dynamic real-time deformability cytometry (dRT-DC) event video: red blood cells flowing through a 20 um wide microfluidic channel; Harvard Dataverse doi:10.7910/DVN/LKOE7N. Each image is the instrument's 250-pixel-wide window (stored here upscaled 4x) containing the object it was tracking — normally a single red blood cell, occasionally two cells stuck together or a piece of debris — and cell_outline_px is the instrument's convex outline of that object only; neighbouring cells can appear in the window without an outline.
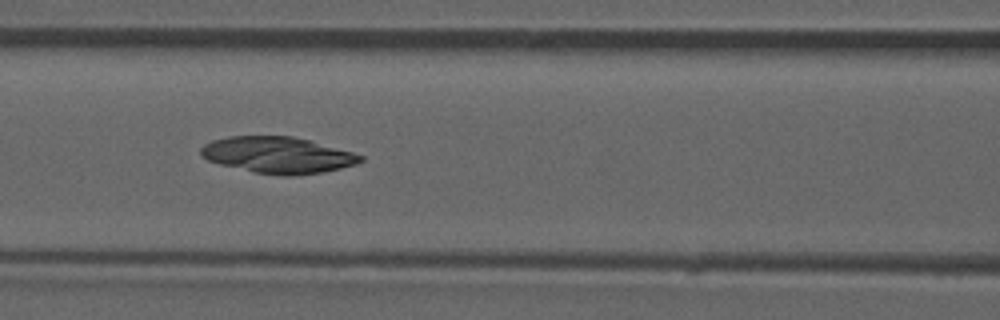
{"species": "common noctule bat (a hibernating species)", "species_latin": "Nyctalus noctula", "temperature_condition": "room temperature", "stored_images_in_passage": 51, "camera_frame_rate_fps": 3000, "um_per_image_px": 0.085, "animal": {"sex": "male", "forearm_length_mm": 52.5}, "frame": {"image": 1, "passage_image": 22, "time_ms": 7.0, "image_size_px": [1000, 320], "cell_outline_px": [[364, 160], [356, 164], [340, 168], [320, 172], [292, 176], [280, 176], [252, 172], [220, 164], [208, 160], [200, 156], [200, 148], [204, 144], [212, 140], [228, 136], [292, 136], [308, 140], [352, 152], [364, 156]], "centroid_in_image_um": [23.57, 13.18], "position_along_channel_um": 143.0, "area_um2": 33.81}}